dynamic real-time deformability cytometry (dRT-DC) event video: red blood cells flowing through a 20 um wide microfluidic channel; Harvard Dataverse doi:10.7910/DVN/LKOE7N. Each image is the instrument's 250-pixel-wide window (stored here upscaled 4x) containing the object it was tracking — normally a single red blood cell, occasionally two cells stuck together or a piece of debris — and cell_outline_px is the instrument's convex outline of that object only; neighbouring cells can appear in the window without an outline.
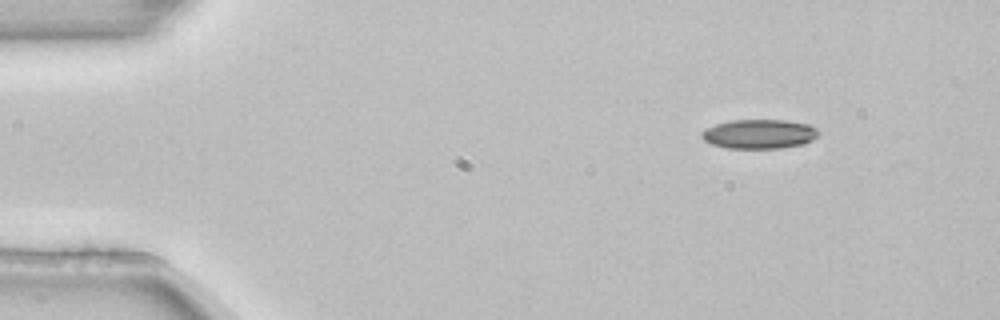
{"species": "common noctule bat (a hibernating species)", "species_latin": "Nyctalus noctula", "temperature_condition": "room temperature", "stored_images_in_passage": 3, "camera_frame_rate_fps": 3000, "um_per_image_px": 0.085, "animal": {"sex": "female", "body_mass_g": 22.7, "forearm_length_mm": 54.2}, "frame": {"image": 1, "passage_image": 1, "time_ms": 0.0, "image_size_px": [1000, 320], "cell_outline_px": [[820, 132], [812, 140], [804, 144], [780, 148], [728, 148], [712, 144], [704, 140], [700, 136], [700, 132], [716, 124], [732, 120], [784, 120], [808, 124], [816, 128]], "centroid_in_image_um": [64.54, 11.39], "position_along_channel_um": 20.5, "area_um2": 19.88}}